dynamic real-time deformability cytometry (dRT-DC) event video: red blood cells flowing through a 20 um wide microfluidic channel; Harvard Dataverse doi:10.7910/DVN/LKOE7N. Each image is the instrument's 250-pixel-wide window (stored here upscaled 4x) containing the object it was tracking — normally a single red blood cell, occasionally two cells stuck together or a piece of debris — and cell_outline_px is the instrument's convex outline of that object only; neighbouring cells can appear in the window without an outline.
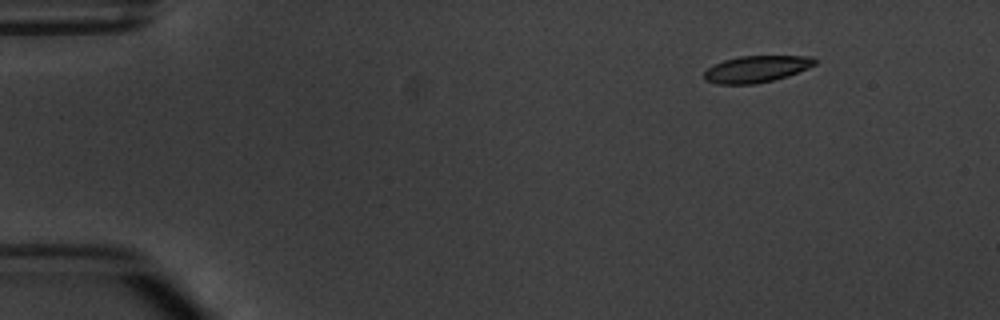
{"species": "common noctule bat (a hibernating species)", "species_latin": "Nyctalus noctula", "temperature_condition": "warm", "stored_images_in_passage": 6, "camera_frame_rate_fps": 3000, "um_per_image_px": 0.085, "animal": {"sex": "male", "body_mass_g": 20.1, "forearm_length_mm": 53.5}, "frame": {"image": 1, "passage_image": 1, "time_ms": 0.0, "image_size_px": [1000, 320], "cell_outline_px": [[816, 64], [808, 68], [788, 76], [756, 84], [716, 84], [704, 80], [704, 72], [708, 68], [724, 60], [740, 56], [812, 56], [816, 60]], "centroid_in_image_um": [64.3, 5.87], "position_along_channel_um": 20.7, "area_um2": 17.17}}
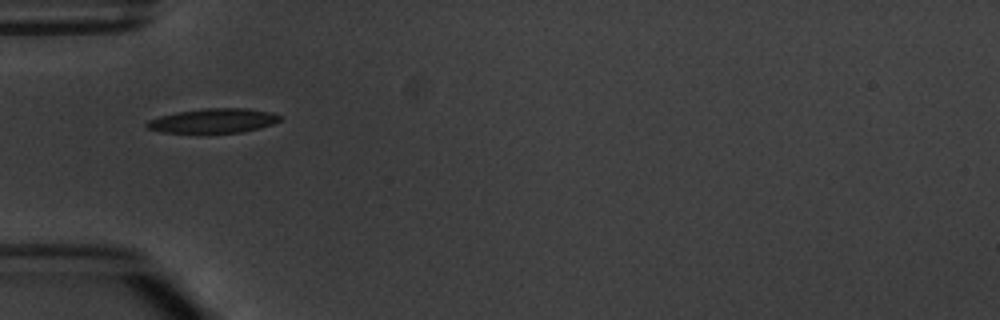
{"frame": {"image": 2, "passage_image": 4, "time_ms": 3.667, "image_size_px": [1000, 320], "cell_outline_px": [[280, 120], [272, 124], [260, 128], [244, 132], [160, 132], [148, 128], [144, 124], [148, 120], [160, 116], [176, 112], [204, 108], [248, 108], [268, 112], [280, 116]], "centroid_in_image_um": [18.11, 10.25], "position_along_channel_um": 66.9, "area_um2": 18.73}}
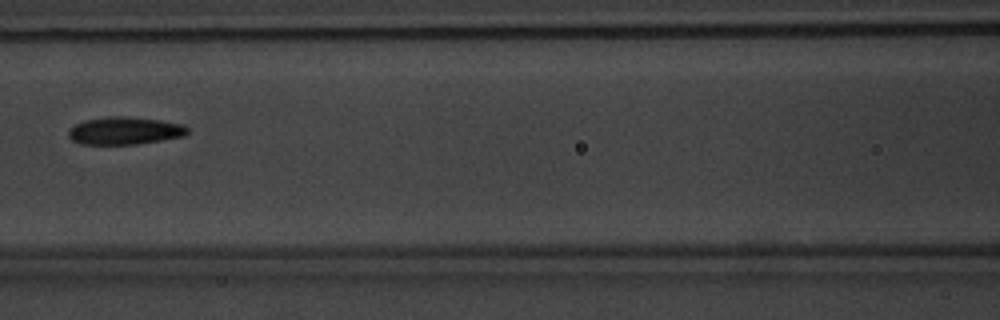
{"frame": {"image": 3, "passage_image": 6, "time_ms": 6.0, "image_size_px": [1000, 320], "cell_outline_px": [[188, 132], [184, 136], [136, 144], [80, 144], [72, 140], [68, 136], [68, 132], [76, 124], [84, 120], [108, 116], [124, 116], [160, 120], [184, 124], [188, 128]], "centroid_in_image_um": [10.6, 11.11], "position_along_channel_um": 156.0, "area_um2": 19.07}}